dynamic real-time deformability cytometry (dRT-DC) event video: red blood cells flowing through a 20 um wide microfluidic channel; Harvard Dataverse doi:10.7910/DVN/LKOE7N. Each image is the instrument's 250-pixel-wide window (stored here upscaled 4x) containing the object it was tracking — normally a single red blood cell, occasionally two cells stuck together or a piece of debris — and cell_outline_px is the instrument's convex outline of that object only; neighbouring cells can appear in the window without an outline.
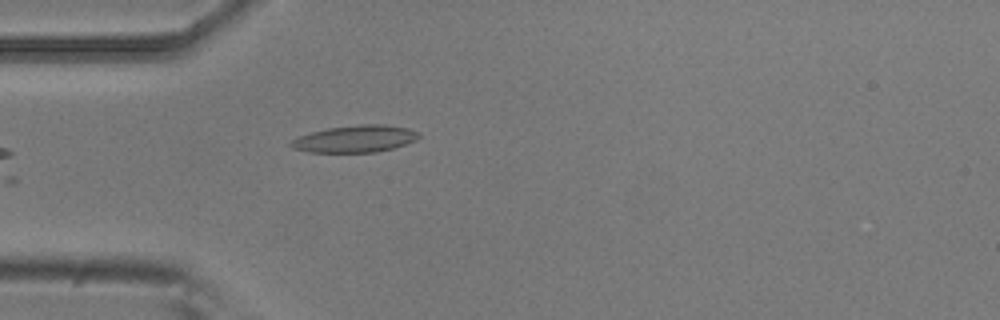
{"species": "common noctule bat (a hibernating species)", "species_latin": "Nyctalus noctula", "temperature_condition": "room temperature", "stored_images_in_passage": 2, "camera_frame_rate_fps": 3000, "um_per_image_px": 0.085, "animal": {"sex": "male", "body_mass_g": 20.5, "forearm_length_mm": 52.5}, "frame": {"image": 1, "passage_image": 2, "time_ms": 0.333, "image_size_px": [1000, 320], "cell_outline_px": [[420, 136], [416, 140], [392, 148], [376, 152], [308, 152], [292, 148], [288, 144], [296, 136], [328, 128], [360, 124], [384, 124], [408, 128], [416, 132]], "centroid_in_image_um": [30.14, 11.8], "position_along_channel_um": 54.9, "area_um2": 20.06}}